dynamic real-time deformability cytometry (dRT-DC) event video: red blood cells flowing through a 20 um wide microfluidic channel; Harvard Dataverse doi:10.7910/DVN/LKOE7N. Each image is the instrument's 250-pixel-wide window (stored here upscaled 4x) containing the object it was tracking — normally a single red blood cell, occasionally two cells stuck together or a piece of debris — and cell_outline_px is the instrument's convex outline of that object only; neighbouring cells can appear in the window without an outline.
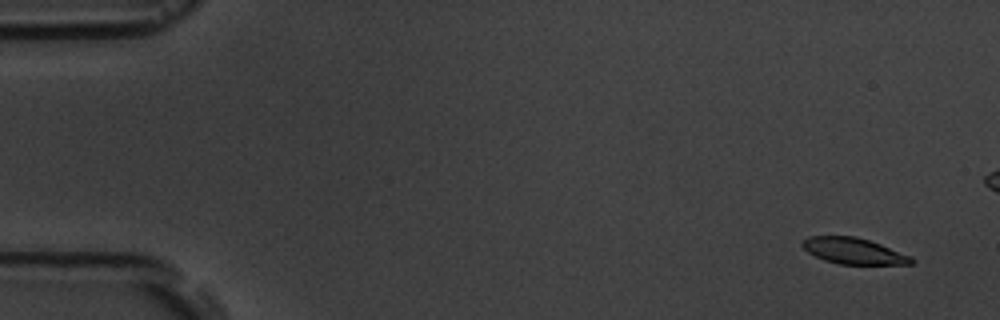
{"species": "common noctule bat (a hibernating species)", "species_latin": "Nyctalus noctula", "temperature_condition": "room temperature", "stored_images_in_passage": 5, "camera_frame_rate_fps": 3000, "um_per_image_px": 0.085, "animal": {"sex": "male", "body_mass_g": 19.5, "forearm_length_mm": 54.6}, "frame": {"image": 1, "passage_image": 2, "time_ms": 1.0, "image_size_px": [1000, 320], "cell_outline_px": [[916, 260], [912, 264], [840, 264], [824, 260], [808, 252], [800, 244], [808, 236], [856, 236], [880, 244], [912, 256]], "centroid_in_image_um": [72.57, 21.33], "position_along_channel_um": 12.4, "area_um2": 16.53}}